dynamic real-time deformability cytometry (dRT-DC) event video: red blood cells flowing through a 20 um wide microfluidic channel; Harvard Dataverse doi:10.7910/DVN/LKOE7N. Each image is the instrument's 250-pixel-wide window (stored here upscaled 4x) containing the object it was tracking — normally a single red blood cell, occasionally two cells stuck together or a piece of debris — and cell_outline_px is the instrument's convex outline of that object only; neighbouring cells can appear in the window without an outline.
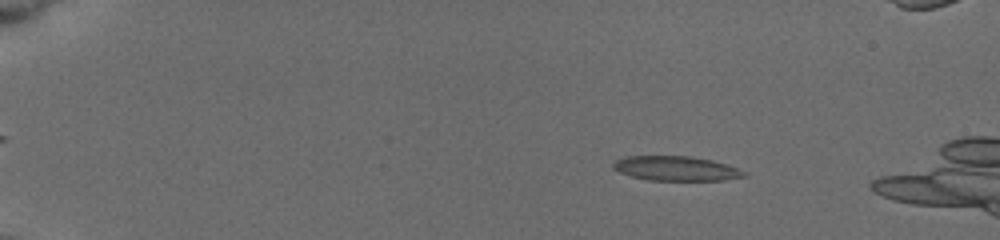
{"species": "common noctule bat (a hibernating species)", "species_latin": "Nyctalus noctula", "temperature_condition": "cold", "stored_images_in_passage": 25, "camera_frame_rate_fps": 3000, "um_per_image_px": 0.085, "animal": {"sex": "female", "body_mass_g": 19.5, "forearm_length_mm": 54.1}, "frame": {"image": 1, "passage_image": 3, "time_ms": 1.333, "image_size_px": [1000, 240], "cell_outline_px": [[748, 176], [724, 180], [648, 180], [632, 176], [620, 172], [612, 168], [612, 164], [616, 160], [624, 156], [692, 156], [712, 160], [748, 172]], "centroid_in_image_um": [57.47, 14.31], "position_along_channel_um": 27.5, "area_um2": 18.73}}
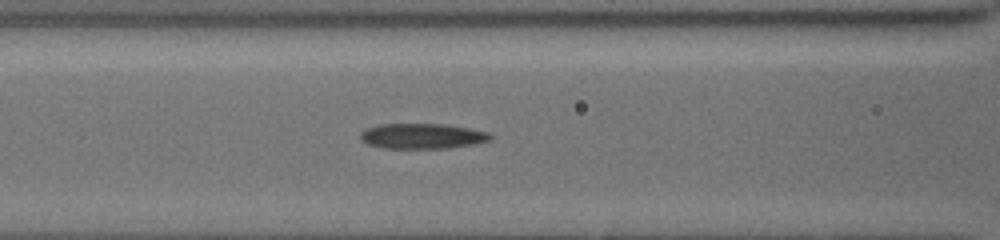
{"frame": {"image": 2, "passage_image": 15, "time_ms": 6.667, "image_size_px": [1000, 240], "cell_outline_px": [[492, 140], [476, 144], [448, 148], [384, 148], [368, 144], [360, 140], [360, 132], [368, 128], [380, 124], [444, 124], [468, 128], [488, 132], [492, 136]], "centroid_in_image_um": [35.91, 11.57], "position_along_channel_um": 130.7, "area_um2": 19.19}}
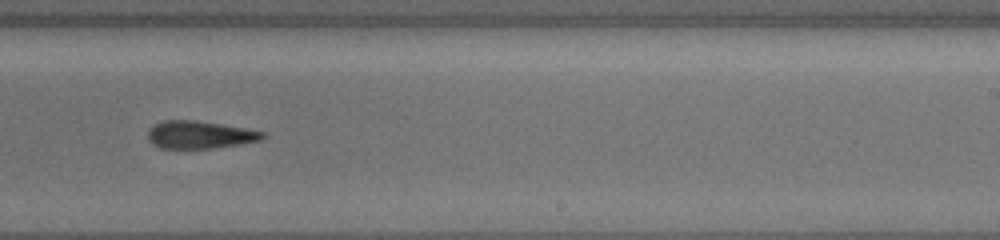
{"frame": {"image": 3, "passage_image": 23, "time_ms": 10.333, "image_size_px": [1000, 240], "cell_outline_px": [[268, 136], [264, 140], [244, 144], [212, 148], [160, 148], [152, 144], [148, 140], [148, 132], [156, 124], [164, 120], [196, 120], [268, 132]], "centroid_in_image_um": [17.07, 11.46], "position_along_channel_um": 271.9, "area_um2": 18.67}}